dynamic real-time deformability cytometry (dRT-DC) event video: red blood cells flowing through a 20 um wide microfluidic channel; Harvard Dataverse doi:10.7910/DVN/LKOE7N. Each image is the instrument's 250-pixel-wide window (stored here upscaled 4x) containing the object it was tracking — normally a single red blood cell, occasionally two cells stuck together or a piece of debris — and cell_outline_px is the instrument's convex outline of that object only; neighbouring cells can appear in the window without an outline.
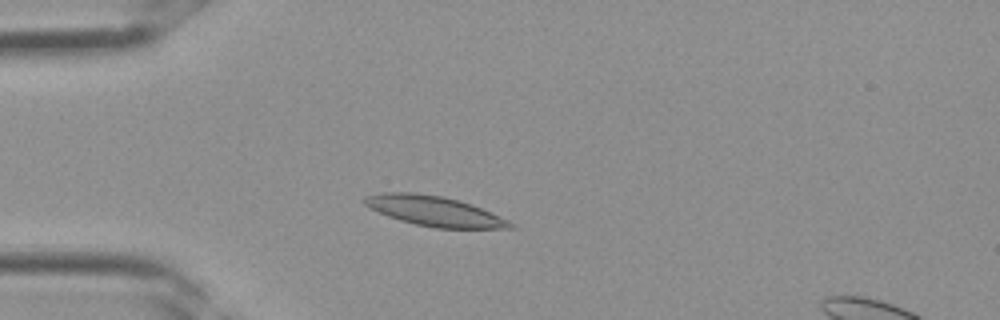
{"species": "Egyptian fruit bat (a non-hibernating species)", "species_latin": "Rousettus aegyptiacus", "temperature_condition": "room temperature", "stored_images_in_passage": 4, "segment_of_instrument_passage": [1, 2], "camera_frame_rate_fps": 3000, "um_per_image_px": 0.085, "frame": {"image": 1, "passage_image": 3, "time_ms": 0.667, "image_size_px": [1000, 320], "cell_outline_px": [[516, 228], [436, 228], [416, 224], [400, 220], [388, 216], [364, 204], [360, 200], [364, 196], [380, 192], [416, 192], [444, 196], [472, 204], [500, 216], [516, 224]], "centroid_in_image_um": [36.91, 17.92], "position_along_channel_um": 48.1, "area_um2": 25.55}}